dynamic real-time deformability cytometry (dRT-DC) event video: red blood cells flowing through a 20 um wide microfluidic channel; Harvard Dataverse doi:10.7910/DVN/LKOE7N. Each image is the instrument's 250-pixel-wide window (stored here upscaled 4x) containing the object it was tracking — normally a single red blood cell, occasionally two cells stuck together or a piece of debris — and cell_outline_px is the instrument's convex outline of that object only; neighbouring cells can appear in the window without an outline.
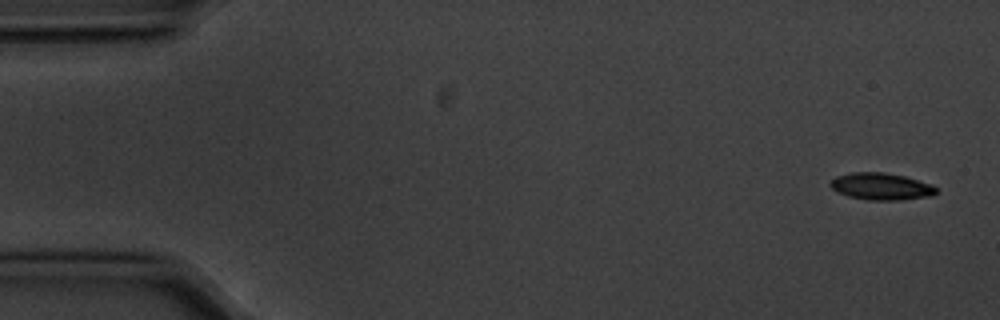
{"species": "common noctule bat (a hibernating species)", "species_latin": "Nyctalus noctula", "temperature_condition": "cold", "stored_images_in_passage": 5, "camera_frame_rate_fps": 3000, "um_per_image_px": 0.085, "animal": {"sex": "male", "body_mass_g": 20.1, "forearm_length_mm": 53.5}, "frame": {"image": 1, "passage_image": 1, "time_ms": 0.0, "image_size_px": [1000, 320], "cell_outline_px": [[936, 192], [928, 196], [900, 200], [868, 200], [848, 196], [832, 188], [828, 184], [836, 176], [852, 172], [884, 172], [904, 176], [932, 184], [936, 188]], "centroid_in_image_um": [74.88, 15.84], "position_along_channel_um": 10.1, "area_um2": 16.47}}
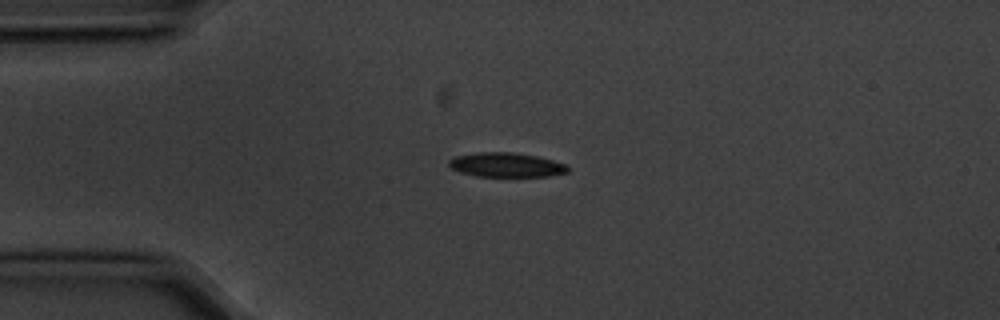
{"frame": {"image": 2, "passage_image": 4, "time_ms": 1.0, "image_size_px": [1000, 320], "cell_outline_px": [[568, 172], [548, 176], [476, 176], [460, 172], [452, 168], [448, 164], [448, 160], [456, 156], [480, 152], [512, 152], [536, 156], [568, 164]], "centroid_in_image_um": [43.03, 14.01], "position_along_channel_um": 42.0, "area_um2": 16.76}}